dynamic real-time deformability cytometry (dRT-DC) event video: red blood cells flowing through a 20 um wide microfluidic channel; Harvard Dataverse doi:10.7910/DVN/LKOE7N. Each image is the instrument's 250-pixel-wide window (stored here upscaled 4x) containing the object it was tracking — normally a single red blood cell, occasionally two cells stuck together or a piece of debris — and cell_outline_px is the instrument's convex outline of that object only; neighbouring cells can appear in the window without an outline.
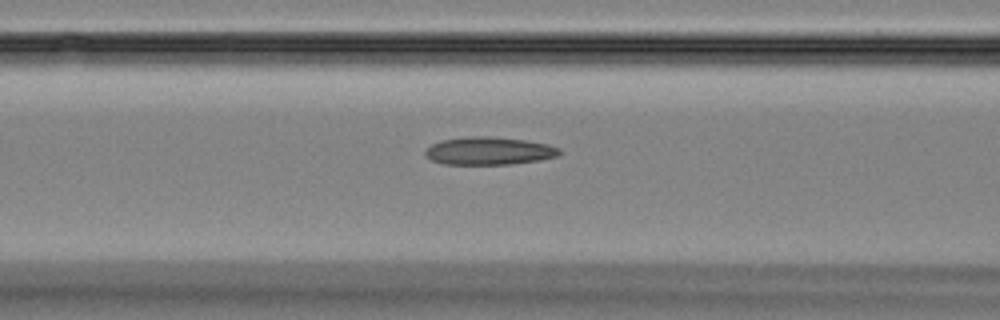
{"species": "Egyptian fruit bat (a non-hibernating species)", "species_latin": "Rousettus aegyptiacus", "temperature_condition": "room temperature", "stored_images_in_passage": 13, "camera_frame_rate_fps": 3000, "um_per_image_px": 0.085, "animal": {"sex": "female"}, "frame": {"image": 1, "passage_image": 11, "time_ms": 3.333, "image_size_px": [1000, 320], "cell_outline_px": [[560, 152], [556, 156], [540, 160], [508, 164], [444, 164], [432, 160], [424, 152], [432, 144], [440, 140], [472, 136], [492, 136], [528, 140], [548, 144], [560, 148]], "centroid_in_image_um": [41.58, 12.81], "position_along_channel_um": 125.0, "area_um2": 21.68}}